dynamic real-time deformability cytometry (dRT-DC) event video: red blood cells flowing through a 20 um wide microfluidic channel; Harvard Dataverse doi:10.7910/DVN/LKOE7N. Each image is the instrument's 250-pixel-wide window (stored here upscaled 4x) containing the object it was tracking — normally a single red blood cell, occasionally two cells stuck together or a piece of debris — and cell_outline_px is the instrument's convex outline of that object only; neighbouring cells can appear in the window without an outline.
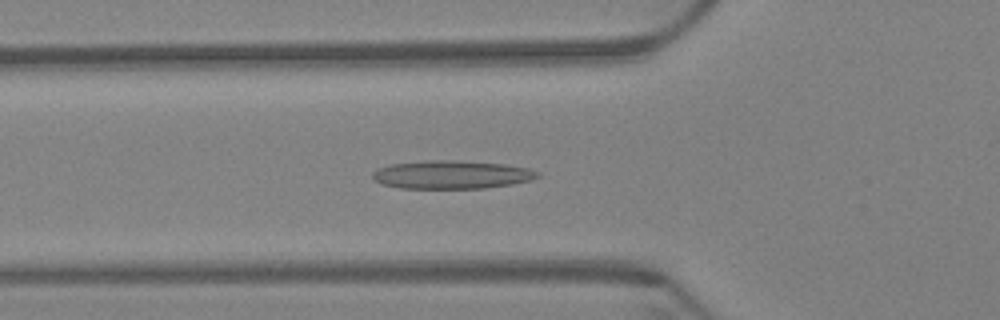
{"species": "Egyptian fruit bat (a non-hibernating species)", "species_latin": "Rousettus aegyptiacus", "temperature_condition": "warm", "stored_images_in_passage": 60, "camera_frame_rate_fps": 3000, "um_per_image_px": 0.085, "animal": {"sex": "female"}, "frame": {"image": 1, "passage_image": 21, "time_ms": 6.667, "image_size_px": [1000, 320], "cell_outline_px": [[540, 176], [532, 180], [512, 184], [484, 188], [400, 188], [380, 184], [372, 176], [372, 172], [376, 168], [392, 164], [424, 160], [452, 160], [504, 164], [528, 168], [540, 172]], "centroid_in_image_um": [38.38, 14.84], "position_along_channel_um": 87.4, "area_um2": 27.28}}
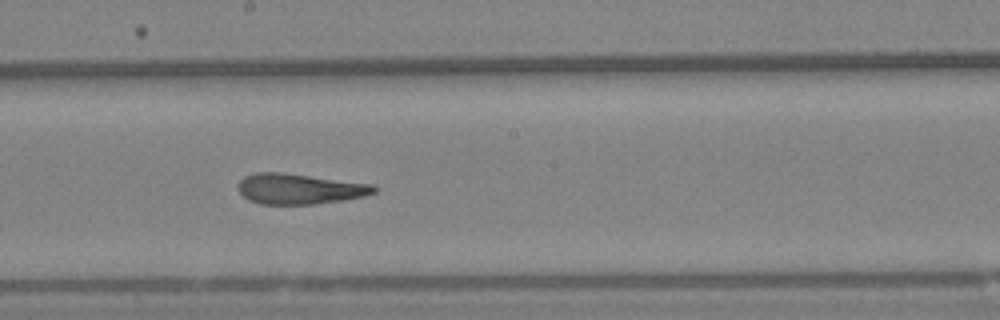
{"frame": {"image": 2, "passage_image": 33, "time_ms": 10.667, "image_size_px": [1000, 320], "cell_outline_px": [[380, 188], [376, 192], [364, 196], [340, 200], [312, 204], [260, 204], [248, 200], [240, 192], [236, 184], [244, 176], [256, 172], [280, 172], [372, 184]], "centroid_in_image_um": [25.43, 16.05], "position_along_channel_um": 222.8, "area_um2": 24.04}}
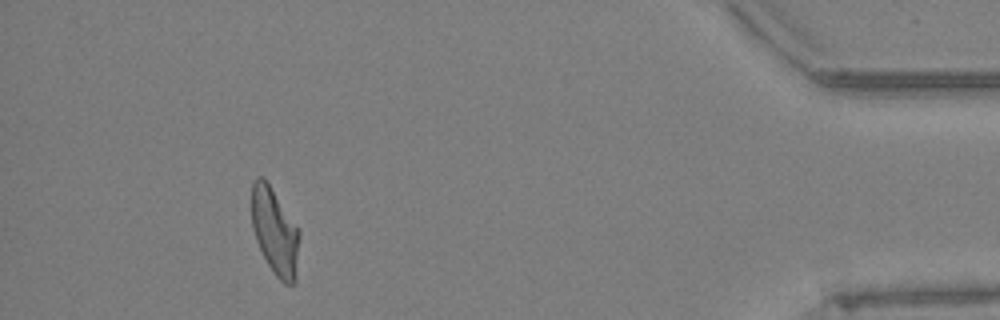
{"frame": {"image": 3, "passage_image": 55, "time_ms": 18.0, "image_size_px": [1000, 320], "cell_outline_px": [[300, 236], [296, 280], [292, 284], [284, 284], [276, 276], [268, 264], [256, 240], [252, 228], [252, 184], [256, 176], [264, 176], [300, 228]], "centroid_in_image_um": [23.39, 19.65], "position_along_channel_um": 411.8, "area_um2": 24.51}, "authors_computed_cell_mechanics": {"area_um2": 25.0563, "velocity_mm_per_s": 3.3948, "shape_relaxation_time_tau1_ms": null, "shape_relaxation_time_tau2_ms": 2.0201, "deformation_change_tau1": null, "deformation_change_tau2": 0.1241}}